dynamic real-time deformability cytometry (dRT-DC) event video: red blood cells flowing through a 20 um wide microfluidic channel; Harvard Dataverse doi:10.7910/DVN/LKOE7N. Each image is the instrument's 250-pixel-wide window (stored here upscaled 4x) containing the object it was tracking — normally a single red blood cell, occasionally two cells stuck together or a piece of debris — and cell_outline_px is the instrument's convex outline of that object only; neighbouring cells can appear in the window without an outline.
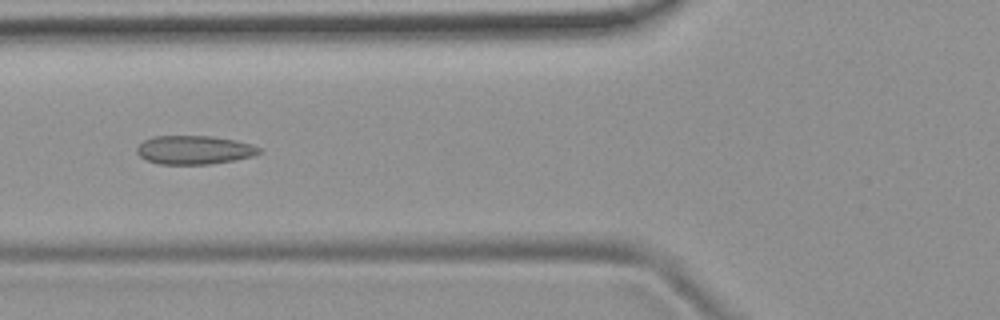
{"species": "common noctule bat (a hibernating species)", "species_latin": "Nyctalus noctula", "temperature_condition": "room temperature", "stored_images_in_passage": 7, "camera_frame_rate_fps": 3000, "um_per_image_px": 0.085, "animal": {"sex": "female", "body_mass_g": 19.9}, "frame": {"image": 1, "passage_image": 6, "time_ms": 6.0, "image_size_px": [1000, 320], "cell_outline_px": [[260, 152], [252, 156], [236, 160], [208, 164], [160, 164], [148, 160], [140, 156], [136, 152], [136, 148], [144, 140], [152, 136], [212, 136], [236, 140], [252, 144], [260, 148]], "centroid_in_image_um": [16.51, 12.74], "position_along_channel_um": 109.3, "area_um2": 20.4}}
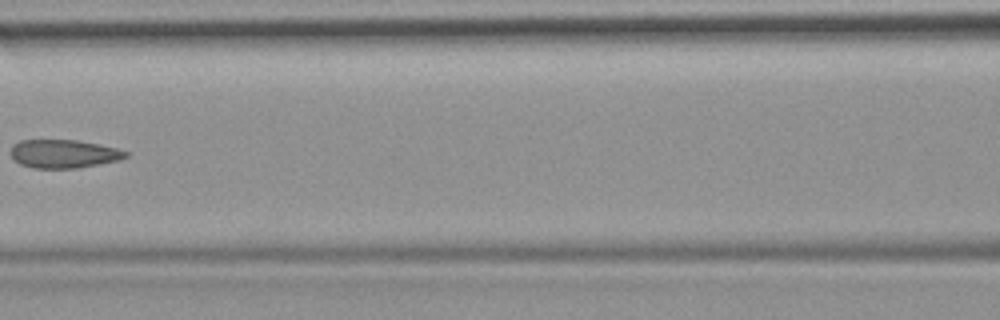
{"frame": {"image": 2, "passage_image": 7, "time_ms": 7.333, "image_size_px": [1000, 320], "cell_outline_px": [[128, 156], [120, 160], [76, 168], [32, 168], [20, 164], [12, 156], [12, 144], [20, 140], [76, 140], [116, 148], [128, 152]], "centroid_in_image_um": [5.41, 13.07], "position_along_channel_um": 161.2, "area_um2": 18.84}}